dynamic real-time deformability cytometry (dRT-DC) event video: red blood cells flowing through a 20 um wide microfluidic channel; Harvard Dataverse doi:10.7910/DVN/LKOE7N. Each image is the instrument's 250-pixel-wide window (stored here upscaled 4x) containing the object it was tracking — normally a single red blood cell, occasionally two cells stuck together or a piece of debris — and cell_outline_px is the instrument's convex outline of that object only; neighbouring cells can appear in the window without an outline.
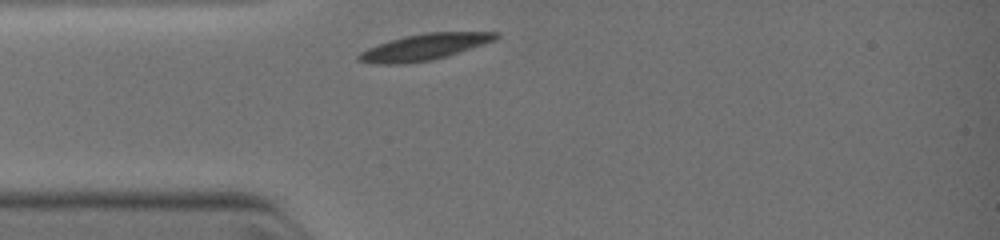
{"species": "common noctule bat (a hibernating species)", "species_latin": "Nyctalus noctula", "temperature_condition": "warm", "stored_images_in_passage": 3, "camera_frame_rate_fps": 3000, "um_per_image_px": 0.085, "animal": {"sex": "female", "body_mass_g": 19.0, "forearm_length_mm": 51.5}, "frame": {"image": 1, "passage_image": 1, "time_ms": 0.0, "image_size_px": [1000, 240], "cell_outline_px": [[500, 36], [496, 40], [484, 44], [432, 60], [404, 64], [372, 64], [356, 60], [356, 56], [360, 52], [368, 48], [388, 40], [404, 36], [424, 32], [500, 32]], "centroid_in_image_um": [36.03, 3.99], "position_along_channel_um": 49.0, "area_um2": 21.1}}